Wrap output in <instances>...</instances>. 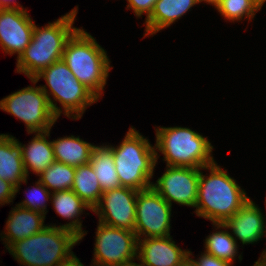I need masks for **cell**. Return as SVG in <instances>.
Listing matches in <instances>:
<instances>
[{
	"instance_id": "1",
	"label": "cell",
	"mask_w": 266,
	"mask_h": 266,
	"mask_svg": "<svg viewBox=\"0 0 266 266\" xmlns=\"http://www.w3.org/2000/svg\"><path fill=\"white\" fill-rule=\"evenodd\" d=\"M201 169L209 170L210 175H203ZM250 199L236 180L229 176L226 169L222 170L216 161L200 168L194 211L197 216L212 223H224Z\"/></svg>"
},
{
	"instance_id": "2",
	"label": "cell",
	"mask_w": 266,
	"mask_h": 266,
	"mask_svg": "<svg viewBox=\"0 0 266 266\" xmlns=\"http://www.w3.org/2000/svg\"><path fill=\"white\" fill-rule=\"evenodd\" d=\"M78 6L44 27L34 26L30 44L17 59V73H24L29 79L49 65L62 59L65 45L78 29L73 27Z\"/></svg>"
},
{
	"instance_id": "3",
	"label": "cell",
	"mask_w": 266,
	"mask_h": 266,
	"mask_svg": "<svg viewBox=\"0 0 266 266\" xmlns=\"http://www.w3.org/2000/svg\"><path fill=\"white\" fill-rule=\"evenodd\" d=\"M62 60L76 79L86 86L98 99L104 94L110 60L106 51L88 32L78 28L68 39Z\"/></svg>"
},
{
	"instance_id": "4",
	"label": "cell",
	"mask_w": 266,
	"mask_h": 266,
	"mask_svg": "<svg viewBox=\"0 0 266 266\" xmlns=\"http://www.w3.org/2000/svg\"><path fill=\"white\" fill-rule=\"evenodd\" d=\"M41 78L46 81V85H40V87L47 95L51 109L57 118L64 111L63 114L68 118L81 119L87 107L99 100L76 79L62 59L49 65L30 80L36 84ZM51 95L54 100L51 99ZM57 101L62 105L61 108L57 106Z\"/></svg>"
},
{
	"instance_id": "5",
	"label": "cell",
	"mask_w": 266,
	"mask_h": 266,
	"mask_svg": "<svg viewBox=\"0 0 266 266\" xmlns=\"http://www.w3.org/2000/svg\"><path fill=\"white\" fill-rule=\"evenodd\" d=\"M112 149L115 170L121 186L138 191L152 186L151 179L158 160V151L132 126L119 146Z\"/></svg>"
},
{
	"instance_id": "6",
	"label": "cell",
	"mask_w": 266,
	"mask_h": 266,
	"mask_svg": "<svg viewBox=\"0 0 266 266\" xmlns=\"http://www.w3.org/2000/svg\"><path fill=\"white\" fill-rule=\"evenodd\" d=\"M80 241L73 231L47 225L42 231L12 243L7 249L23 266H56L67 259Z\"/></svg>"
},
{
	"instance_id": "7",
	"label": "cell",
	"mask_w": 266,
	"mask_h": 266,
	"mask_svg": "<svg viewBox=\"0 0 266 266\" xmlns=\"http://www.w3.org/2000/svg\"><path fill=\"white\" fill-rule=\"evenodd\" d=\"M155 149L166 166L203 168L215 162L207 137L187 127H157Z\"/></svg>"
},
{
	"instance_id": "8",
	"label": "cell",
	"mask_w": 266,
	"mask_h": 266,
	"mask_svg": "<svg viewBox=\"0 0 266 266\" xmlns=\"http://www.w3.org/2000/svg\"><path fill=\"white\" fill-rule=\"evenodd\" d=\"M0 109L24 122L28 134L46 132L58 119L40 86H28L1 99Z\"/></svg>"
},
{
	"instance_id": "9",
	"label": "cell",
	"mask_w": 266,
	"mask_h": 266,
	"mask_svg": "<svg viewBox=\"0 0 266 266\" xmlns=\"http://www.w3.org/2000/svg\"><path fill=\"white\" fill-rule=\"evenodd\" d=\"M95 233L94 258L91 266L128 264L137 258L138 239L134 231L98 222Z\"/></svg>"
},
{
	"instance_id": "10",
	"label": "cell",
	"mask_w": 266,
	"mask_h": 266,
	"mask_svg": "<svg viewBox=\"0 0 266 266\" xmlns=\"http://www.w3.org/2000/svg\"><path fill=\"white\" fill-rule=\"evenodd\" d=\"M172 206L151 186L140 190L136 200L134 232L137 239L170 236Z\"/></svg>"
},
{
	"instance_id": "11",
	"label": "cell",
	"mask_w": 266,
	"mask_h": 266,
	"mask_svg": "<svg viewBox=\"0 0 266 266\" xmlns=\"http://www.w3.org/2000/svg\"><path fill=\"white\" fill-rule=\"evenodd\" d=\"M138 190L123 187L103 192L93 209L99 221L105 225L134 231Z\"/></svg>"
},
{
	"instance_id": "12",
	"label": "cell",
	"mask_w": 266,
	"mask_h": 266,
	"mask_svg": "<svg viewBox=\"0 0 266 266\" xmlns=\"http://www.w3.org/2000/svg\"><path fill=\"white\" fill-rule=\"evenodd\" d=\"M166 171L152 183L154 190L171 206L172 201L179 205L196 206L200 168L166 166Z\"/></svg>"
},
{
	"instance_id": "13",
	"label": "cell",
	"mask_w": 266,
	"mask_h": 266,
	"mask_svg": "<svg viewBox=\"0 0 266 266\" xmlns=\"http://www.w3.org/2000/svg\"><path fill=\"white\" fill-rule=\"evenodd\" d=\"M34 22L27 9L0 8V45L5 54L17 59L30 44Z\"/></svg>"
},
{
	"instance_id": "14",
	"label": "cell",
	"mask_w": 266,
	"mask_h": 266,
	"mask_svg": "<svg viewBox=\"0 0 266 266\" xmlns=\"http://www.w3.org/2000/svg\"><path fill=\"white\" fill-rule=\"evenodd\" d=\"M171 236L138 239L137 260L143 266H177L189 251L182 250Z\"/></svg>"
},
{
	"instance_id": "15",
	"label": "cell",
	"mask_w": 266,
	"mask_h": 266,
	"mask_svg": "<svg viewBox=\"0 0 266 266\" xmlns=\"http://www.w3.org/2000/svg\"><path fill=\"white\" fill-rule=\"evenodd\" d=\"M262 210L251 199L223 224L232 230V237L243 245L253 244L266 235V221Z\"/></svg>"
},
{
	"instance_id": "16",
	"label": "cell",
	"mask_w": 266,
	"mask_h": 266,
	"mask_svg": "<svg viewBox=\"0 0 266 266\" xmlns=\"http://www.w3.org/2000/svg\"><path fill=\"white\" fill-rule=\"evenodd\" d=\"M10 211L6 226L1 233L5 241L6 249L14 242L28 238L42 231L47 225L44 224L45 215L38 211L22 208L18 205Z\"/></svg>"
},
{
	"instance_id": "17",
	"label": "cell",
	"mask_w": 266,
	"mask_h": 266,
	"mask_svg": "<svg viewBox=\"0 0 266 266\" xmlns=\"http://www.w3.org/2000/svg\"><path fill=\"white\" fill-rule=\"evenodd\" d=\"M0 178L15 186V194L28 179L18 141L8 134H0Z\"/></svg>"
},
{
	"instance_id": "18",
	"label": "cell",
	"mask_w": 266,
	"mask_h": 266,
	"mask_svg": "<svg viewBox=\"0 0 266 266\" xmlns=\"http://www.w3.org/2000/svg\"><path fill=\"white\" fill-rule=\"evenodd\" d=\"M49 136L50 130L36 132L34 138L27 145H22L18 141L27 177L29 175L28 170L40 175L55 161L52 142L46 139Z\"/></svg>"
},
{
	"instance_id": "19",
	"label": "cell",
	"mask_w": 266,
	"mask_h": 266,
	"mask_svg": "<svg viewBox=\"0 0 266 266\" xmlns=\"http://www.w3.org/2000/svg\"><path fill=\"white\" fill-rule=\"evenodd\" d=\"M199 0H157L151 15L145 19L144 36L154 35L180 19Z\"/></svg>"
},
{
	"instance_id": "20",
	"label": "cell",
	"mask_w": 266,
	"mask_h": 266,
	"mask_svg": "<svg viewBox=\"0 0 266 266\" xmlns=\"http://www.w3.org/2000/svg\"><path fill=\"white\" fill-rule=\"evenodd\" d=\"M50 201H52V205L59 216L68 219V221L72 220L69 223L60 225V227L73 231L82 240L87 232L83 231L81 218L79 219L78 217L83 214L84 209L91 210V208L72 190L52 193Z\"/></svg>"
},
{
	"instance_id": "21",
	"label": "cell",
	"mask_w": 266,
	"mask_h": 266,
	"mask_svg": "<svg viewBox=\"0 0 266 266\" xmlns=\"http://www.w3.org/2000/svg\"><path fill=\"white\" fill-rule=\"evenodd\" d=\"M54 149L55 161L69 166L78 167L90 162L92 145L78 137L66 136L51 141Z\"/></svg>"
},
{
	"instance_id": "22",
	"label": "cell",
	"mask_w": 266,
	"mask_h": 266,
	"mask_svg": "<svg viewBox=\"0 0 266 266\" xmlns=\"http://www.w3.org/2000/svg\"><path fill=\"white\" fill-rule=\"evenodd\" d=\"M89 163L95 171L103 192L121 187L115 170L112 149L108 145L95 146Z\"/></svg>"
},
{
	"instance_id": "23",
	"label": "cell",
	"mask_w": 266,
	"mask_h": 266,
	"mask_svg": "<svg viewBox=\"0 0 266 266\" xmlns=\"http://www.w3.org/2000/svg\"><path fill=\"white\" fill-rule=\"evenodd\" d=\"M72 191L91 208V211L98 205L103 191L90 163L75 167Z\"/></svg>"
},
{
	"instance_id": "24",
	"label": "cell",
	"mask_w": 266,
	"mask_h": 266,
	"mask_svg": "<svg viewBox=\"0 0 266 266\" xmlns=\"http://www.w3.org/2000/svg\"><path fill=\"white\" fill-rule=\"evenodd\" d=\"M213 226L217 227L216 230L220 229V231L213 232L205 239V252L233 264L238 253L236 240L223 223H213ZM221 228L227 230L223 231Z\"/></svg>"
},
{
	"instance_id": "25",
	"label": "cell",
	"mask_w": 266,
	"mask_h": 266,
	"mask_svg": "<svg viewBox=\"0 0 266 266\" xmlns=\"http://www.w3.org/2000/svg\"><path fill=\"white\" fill-rule=\"evenodd\" d=\"M39 176V181L52 193L63 190H72L75 167L54 161Z\"/></svg>"
},
{
	"instance_id": "26",
	"label": "cell",
	"mask_w": 266,
	"mask_h": 266,
	"mask_svg": "<svg viewBox=\"0 0 266 266\" xmlns=\"http://www.w3.org/2000/svg\"><path fill=\"white\" fill-rule=\"evenodd\" d=\"M218 12L229 21L248 18L251 21L262 8L254 0H220L215 6Z\"/></svg>"
},
{
	"instance_id": "27",
	"label": "cell",
	"mask_w": 266,
	"mask_h": 266,
	"mask_svg": "<svg viewBox=\"0 0 266 266\" xmlns=\"http://www.w3.org/2000/svg\"><path fill=\"white\" fill-rule=\"evenodd\" d=\"M28 191L27 198L17 205L22 208L38 211L46 215V212H48L46 210V202L51 200L52 191L50 192L39 180H37V182H35V186Z\"/></svg>"
},
{
	"instance_id": "28",
	"label": "cell",
	"mask_w": 266,
	"mask_h": 266,
	"mask_svg": "<svg viewBox=\"0 0 266 266\" xmlns=\"http://www.w3.org/2000/svg\"><path fill=\"white\" fill-rule=\"evenodd\" d=\"M127 1H128L127 9H132L137 18H140L145 13L146 14L145 19H147L151 15L155 3L157 2V0H127Z\"/></svg>"
},
{
	"instance_id": "29",
	"label": "cell",
	"mask_w": 266,
	"mask_h": 266,
	"mask_svg": "<svg viewBox=\"0 0 266 266\" xmlns=\"http://www.w3.org/2000/svg\"><path fill=\"white\" fill-rule=\"evenodd\" d=\"M15 196V186L0 178V206L13 202Z\"/></svg>"
},
{
	"instance_id": "30",
	"label": "cell",
	"mask_w": 266,
	"mask_h": 266,
	"mask_svg": "<svg viewBox=\"0 0 266 266\" xmlns=\"http://www.w3.org/2000/svg\"><path fill=\"white\" fill-rule=\"evenodd\" d=\"M197 260H194L196 266H232L231 263L218 259L217 257L212 256L205 251L203 254L201 253L200 258L198 257Z\"/></svg>"
},
{
	"instance_id": "31",
	"label": "cell",
	"mask_w": 266,
	"mask_h": 266,
	"mask_svg": "<svg viewBox=\"0 0 266 266\" xmlns=\"http://www.w3.org/2000/svg\"><path fill=\"white\" fill-rule=\"evenodd\" d=\"M56 266H84V265L81 263L79 258H77L76 255L72 253L67 259L63 260Z\"/></svg>"
},
{
	"instance_id": "32",
	"label": "cell",
	"mask_w": 266,
	"mask_h": 266,
	"mask_svg": "<svg viewBox=\"0 0 266 266\" xmlns=\"http://www.w3.org/2000/svg\"><path fill=\"white\" fill-rule=\"evenodd\" d=\"M16 0H0V8H19L24 9L23 6L16 3Z\"/></svg>"
},
{
	"instance_id": "33",
	"label": "cell",
	"mask_w": 266,
	"mask_h": 266,
	"mask_svg": "<svg viewBox=\"0 0 266 266\" xmlns=\"http://www.w3.org/2000/svg\"><path fill=\"white\" fill-rule=\"evenodd\" d=\"M193 255L191 251H189V256H187L179 265L177 266H196L194 259L190 258Z\"/></svg>"
},
{
	"instance_id": "34",
	"label": "cell",
	"mask_w": 266,
	"mask_h": 266,
	"mask_svg": "<svg viewBox=\"0 0 266 266\" xmlns=\"http://www.w3.org/2000/svg\"><path fill=\"white\" fill-rule=\"evenodd\" d=\"M253 266H266V255L263 258H259Z\"/></svg>"
},
{
	"instance_id": "35",
	"label": "cell",
	"mask_w": 266,
	"mask_h": 266,
	"mask_svg": "<svg viewBox=\"0 0 266 266\" xmlns=\"http://www.w3.org/2000/svg\"><path fill=\"white\" fill-rule=\"evenodd\" d=\"M203 1L205 3H208L212 6H214V7L220 2V0H199V3L203 2Z\"/></svg>"
},
{
	"instance_id": "36",
	"label": "cell",
	"mask_w": 266,
	"mask_h": 266,
	"mask_svg": "<svg viewBox=\"0 0 266 266\" xmlns=\"http://www.w3.org/2000/svg\"><path fill=\"white\" fill-rule=\"evenodd\" d=\"M116 266H143L141 263H136V262H130L128 264H122V265H116Z\"/></svg>"
},
{
	"instance_id": "37",
	"label": "cell",
	"mask_w": 266,
	"mask_h": 266,
	"mask_svg": "<svg viewBox=\"0 0 266 266\" xmlns=\"http://www.w3.org/2000/svg\"><path fill=\"white\" fill-rule=\"evenodd\" d=\"M261 8L264 5V3L266 2V0H254Z\"/></svg>"
},
{
	"instance_id": "38",
	"label": "cell",
	"mask_w": 266,
	"mask_h": 266,
	"mask_svg": "<svg viewBox=\"0 0 266 266\" xmlns=\"http://www.w3.org/2000/svg\"><path fill=\"white\" fill-rule=\"evenodd\" d=\"M265 204H266V200H265ZM266 255V250H264L260 256V258H263Z\"/></svg>"
}]
</instances>
